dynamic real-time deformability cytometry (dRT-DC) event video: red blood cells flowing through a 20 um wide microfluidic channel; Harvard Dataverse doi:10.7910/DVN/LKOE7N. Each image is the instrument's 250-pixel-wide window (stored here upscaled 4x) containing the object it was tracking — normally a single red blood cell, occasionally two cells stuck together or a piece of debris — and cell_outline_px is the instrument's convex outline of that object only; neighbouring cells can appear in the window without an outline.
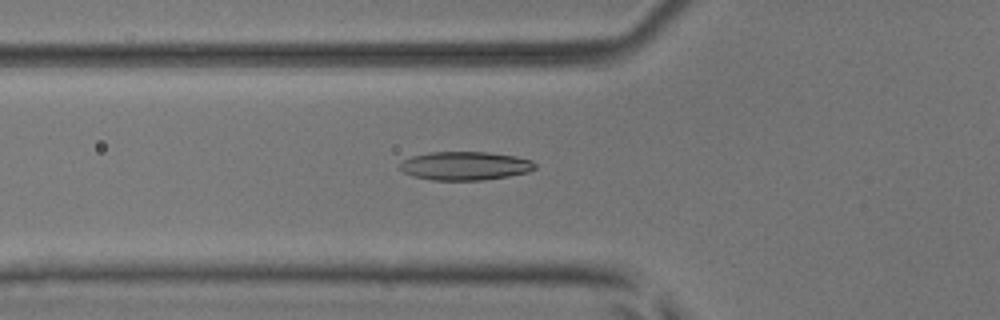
{"species": "common noctule bat (a hibernating species)", "species_latin": "Nyctalus noctula", "temperature_condition": "room temperature", "stored_images_in_passage": 48, "camera_frame_rate_fps": 3000, "um_per_image_px": 0.085, "animal": {"sex": "male", "body_mass_g": 17.9, "forearm_length_mm": 54.2}, "frame": {"image": 1, "passage_image": 14, "time_ms": 4.333, "image_size_px": [1000, 320], "cell_outline_px": [[536, 168], [528, 172], [508, 176], [484, 180], [432, 180], [416, 176], [404, 172], [400, 168], [400, 164], [404, 160], [412, 156], [428, 152], [488, 152], [516, 156], [532, 160], [536, 164]], "centroid_in_image_um": [39.57, 14.09], "position_along_channel_um": 86.2, "area_um2": 22.43}}
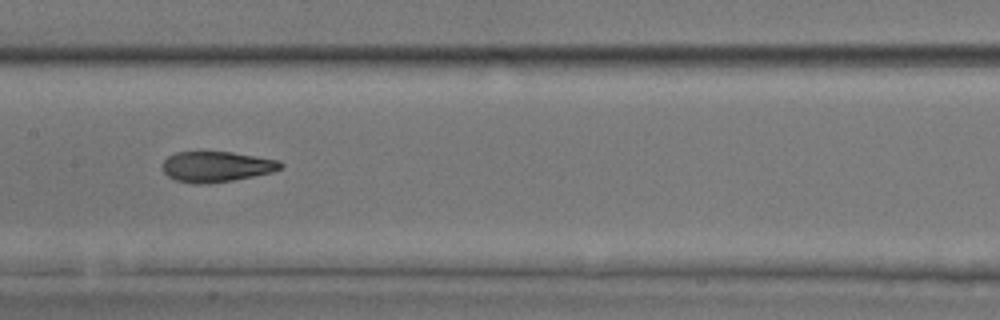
{"frame": {"image": 2, "passage_image": 22, "time_ms": 7.0, "image_size_px": [1000, 320], "cell_outline_px": [[284, 164], [280, 168], [272, 172], [232, 180], [208, 184], [196, 184], [176, 180], [168, 176], [164, 172], [164, 160], [168, 156], [176, 152], [232, 152], [280, 160]], "centroid_in_image_um": [18.41, 14.16], "position_along_channel_um": 189.0, "area_um2": 20.87}}
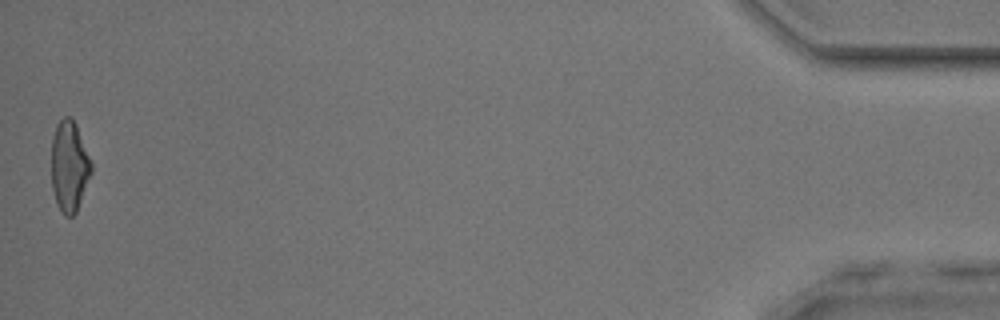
{"frame": {"image": 3, "passage_image": 48, "time_ms": 15.667, "image_size_px": [1000, 320], "cell_outline_px": [[92, 172], [76, 212], [72, 216], [64, 216], [56, 204], [52, 188], [52, 136], [56, 124], [64, 116], [72, 116], [76, 124], [92, 160]], "centroid_in_image_um": [5.9, 14.11], "position_along_channel_um": 429.3, "area_um2": 21.39}, "authors_computed_cell_mechanics": {"area_um2": 21.5305, "velocity_mm_per_s": 3.8398, "shape_relaxation_time_tau1_ms": 6.1166, "shape_relaxation_time_tau2_ms": 1.7298, "deformation_change_tau1": 0.1734, "deformation_change_tau2": 0.0794}}